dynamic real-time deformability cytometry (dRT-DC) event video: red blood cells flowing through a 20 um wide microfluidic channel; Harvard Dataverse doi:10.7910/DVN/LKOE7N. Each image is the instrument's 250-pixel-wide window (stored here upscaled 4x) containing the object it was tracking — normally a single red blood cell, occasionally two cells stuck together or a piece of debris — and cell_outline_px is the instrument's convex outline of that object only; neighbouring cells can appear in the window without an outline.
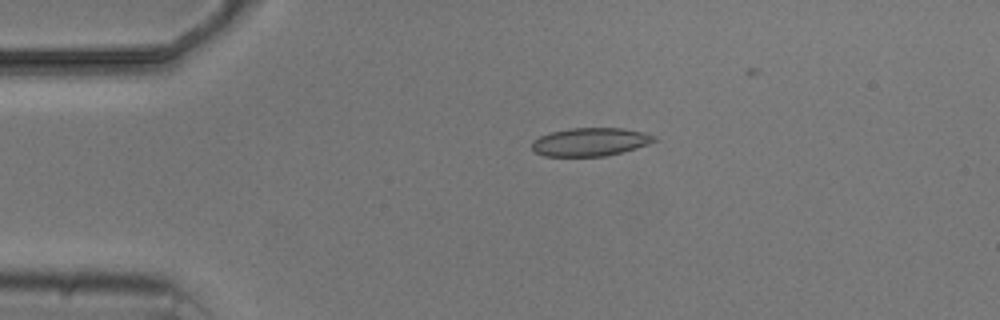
{"species": "common noctule bat (a hibernating species)", "species_latin": "Nyctalus noctula", "temperature_condition": "cold", "stored_images_in_passage": 3, "camera_frame_rate_fps": 3000, "um_per_image_px": 0.085, "animal": {"sex": "male", "body_mass_g": 20.5, "forearm_length_mm": 52.5}, "frame": {"image": 1, "passage_image": 2, "time_ms": 1.0, "image_size_px": [1000, 320], "cell_outline_px": [[656, 140], [648, 144], [636, 148], [604, 156], [544, 156], [536, 152], [532, 148], [532, 140], [540, 136], [552, 132], [572, 128], [624, 128], [644, 132], [656, 136]], "centroid_in_image_um": [50.18, 12.06], "position_along_channel_um": 34.8, "area_um2": 20.0}}